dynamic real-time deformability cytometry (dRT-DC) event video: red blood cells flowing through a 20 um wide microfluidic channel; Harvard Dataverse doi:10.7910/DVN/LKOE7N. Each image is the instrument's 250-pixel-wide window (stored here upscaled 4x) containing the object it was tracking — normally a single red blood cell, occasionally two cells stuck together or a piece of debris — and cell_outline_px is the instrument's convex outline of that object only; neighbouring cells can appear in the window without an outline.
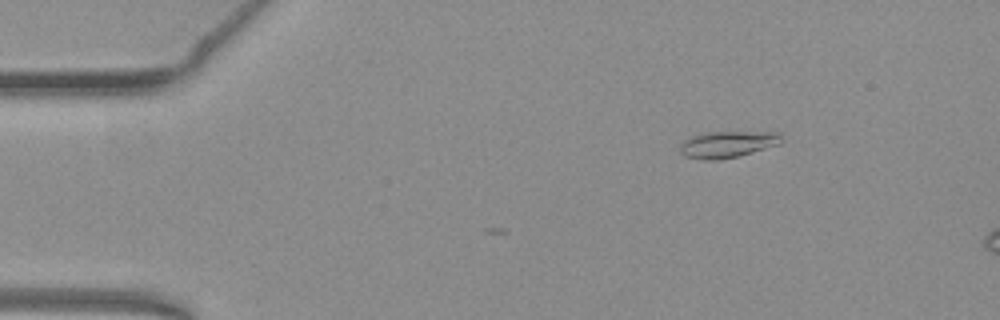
{"species": "common noctule bat (a hibernating species)", "species_latin": "Nyctalus noctula", "temperature_condition": "warm", "stored_images_in_passage": 3, "camera_frame_rate_fps": 3000, "um_per_image_px": 0.085, "animal": {"sex": "female", "body_mass_g": 19.3, "forearm_length_mm": 54.1}, "frame": {"image": 1, "passage_image": 1, "time_ms": 0.0, "image_size_px": [1000, 320], "cell_outline_px": [[784, 140], [780, 144], [752, 152], [736, 156], [716, 160], [708, 160], [684, 156], [680, 152], [680, 144], [684, 140], [692, 136], [704, 132], [780, 132]], "centroid_in_image_um": [61.85, 12.25], "position_along_channel_um": 23.1, "area_um2": 15.66}}